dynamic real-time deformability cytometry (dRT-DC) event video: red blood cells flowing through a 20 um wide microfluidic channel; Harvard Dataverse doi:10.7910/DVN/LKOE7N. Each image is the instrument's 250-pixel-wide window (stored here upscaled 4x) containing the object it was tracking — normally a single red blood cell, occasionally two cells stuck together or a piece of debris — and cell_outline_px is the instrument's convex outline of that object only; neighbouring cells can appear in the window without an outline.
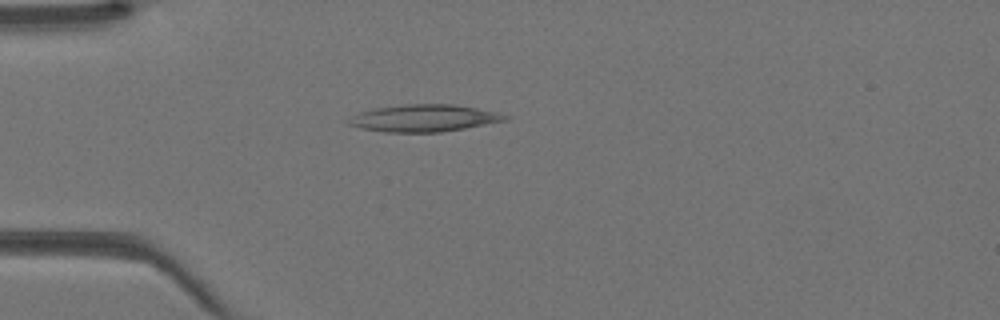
{"species": "Egyptian fruit bat (a non-hibernating species)", "species_latin": "Rousettus aegyptiacus", "temperature_condition": "warm", "stored_images_in_passage": 32, "camera_frame_rate_fps": 3000, "um_per_image_px": 0.085, "animal": {"sex": "female"}, "frame": {"image": 1, "passage_image": 1, "time_ms": 0.0, "image_size_px": [1000, 320], "cell_outline_px": [[512, 116], [508, 120], [464, 128], [440, 132], [384, 132], [360, 128], [348, 124], [344, 120], [360, 112], [376, 108], [404, 104], [456, 104], [496, 112]], "centroid_in_image_um": [36.03, 10.04], "position_along_channel_um": 49.0, "area_um2": 24.74}}
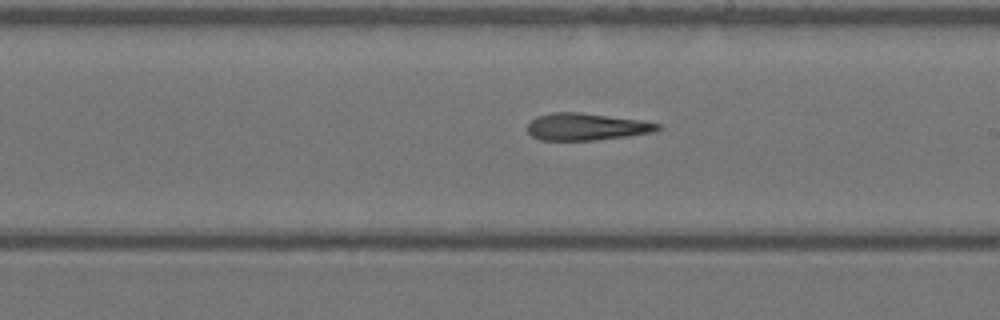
{"frame": {"image": 2, "passage_image": 14, "time_ms": 4.333, "image_size_px": [1000, 320], "cell_outline_px": [[664, 128], [656, 132], [628, 136], [596, 140], [540, 140], [532, 136], [528, 132], [528, 124], [536, 116], [552, 112], [580, 112], [640, 120], [660, 124]], "centroid_in_image_um": [49.88, 10.77], "position_along_channel_um": 239.1, "area_um2": 20.69}}
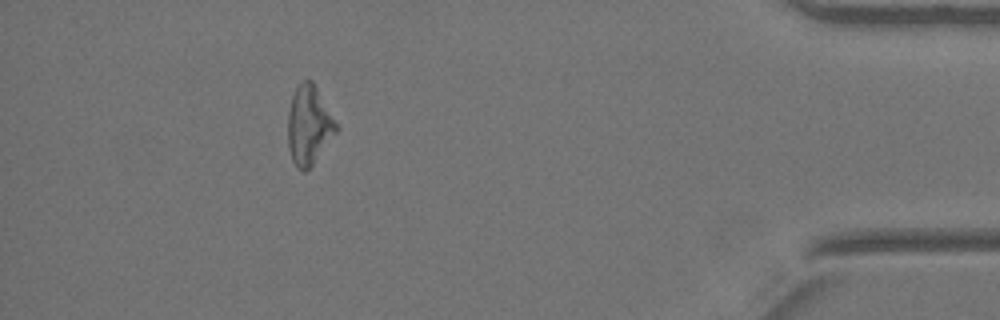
{"frame": {"image": 3, "passage_image": 28, "time_ms": 9.0, "image_size_px": [1000, 320], "cell_outline_px": [[340, 128], [312, 164], [304, 172], [300, 172], [296, 168], [292, 160], [288, 148], [288, 112], [292, 96], [296, 88], [304, 80], [312, 80]], "centroid_in_image_um": [26.25, 10.67], "position_along_channel_um": 408.9, "area_um2": 22.14}}